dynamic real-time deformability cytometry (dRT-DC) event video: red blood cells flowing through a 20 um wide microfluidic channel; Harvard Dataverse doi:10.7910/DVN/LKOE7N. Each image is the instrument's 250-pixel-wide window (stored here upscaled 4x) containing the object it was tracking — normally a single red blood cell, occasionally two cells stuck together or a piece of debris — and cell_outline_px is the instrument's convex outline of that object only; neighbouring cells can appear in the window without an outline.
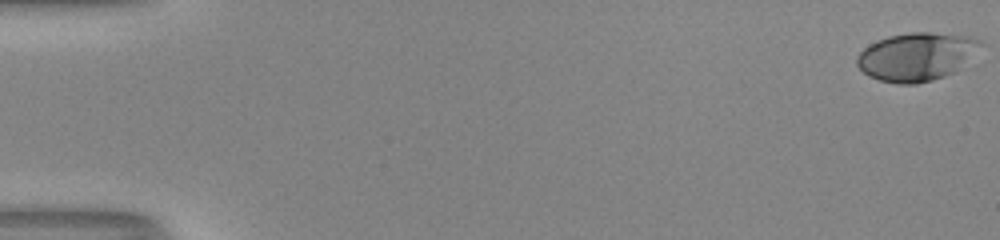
{"species": "human", "species_latin": "Homo sapiens", "temperature_condition": "room temperature", "stored_images_in_passage": 54, "camera_frame_rate_fps": 3000, "um_per_image_px": 0.085, "donor": {"sex": "male"}, "frame": {"image": 1, "passage_image": 1, "time_ms": 0.0, "image_size_px": [1000, 240], "cell_outline_px": [[984, 44], [952, 72], [944, 76], [932, 80], [916, 84], [896, 84], [880, 80], [868, 76], [856, 64], [856, 56], [868, 44], [888, 36], [908, 32], [932, 32], [968, 36], [980, 40]], "centroid_in_image_um": [77.84, 4.8], "position_along_channel_um": 7.2, "area_um2": 34.45}}
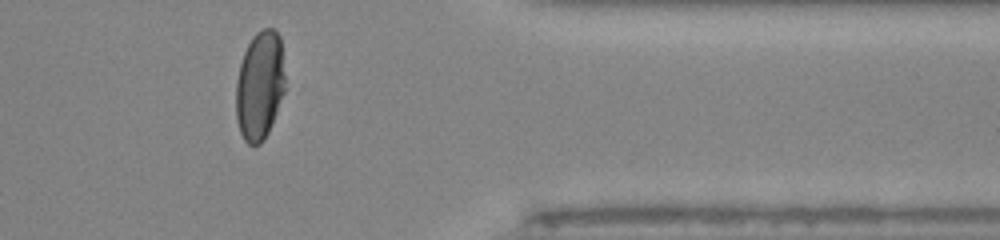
{"frame": {"image": 2, "passage_image": 45, "time_ms": 14.667, "image_size_px": [1000, 240], "cell_outline_px": [[284, 92], [268, 132], [264, 140], [260, 144], [248, 144], [244, 140], [240, 132], [236, 120], [236, 80], [240, 64], [244, 52], [252, 36], [256, 32], [264, 28], [272, 28], [280, 36], [284, 76]], "centroid_in_image_um": [22.06, 7.27], "position_along_channel_um": 389.3, "area_um2": 31.04}}
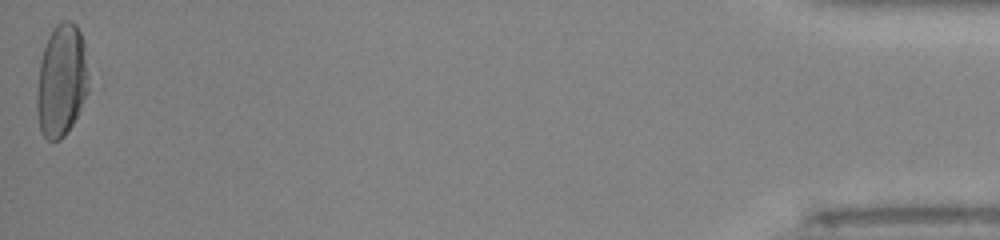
{"frame": {"image": 3, "passage_image": 54, "time_ms": 17.667, "image_size_px": [1000, 240], "cell_outline_px": [[88, 92], [72, 124], [64, 136], [60, 140], [48, 140], [40, 132], [36, 112], [36, 92], [40, 60], [44, 48], [52, 28], [60, 20], [68, 20], [76, 24], [84, 40], [88, 76]], "centroid_in_image_um": [5.21, 6.83], "position_along_channel_um": 430.0, "area_um2": 34.22}, "authors_computed_cell_mechanics": {"area_um2": 34.2465, "velocity_mm_per_s": 4.0133, "shape_relaxation_time_tau1_ms": 3.7756, "shape_relaxation_time_tau2_ms": null, "deformation_change_tau1": 0.2036, "deformation_change_tau2": null}}